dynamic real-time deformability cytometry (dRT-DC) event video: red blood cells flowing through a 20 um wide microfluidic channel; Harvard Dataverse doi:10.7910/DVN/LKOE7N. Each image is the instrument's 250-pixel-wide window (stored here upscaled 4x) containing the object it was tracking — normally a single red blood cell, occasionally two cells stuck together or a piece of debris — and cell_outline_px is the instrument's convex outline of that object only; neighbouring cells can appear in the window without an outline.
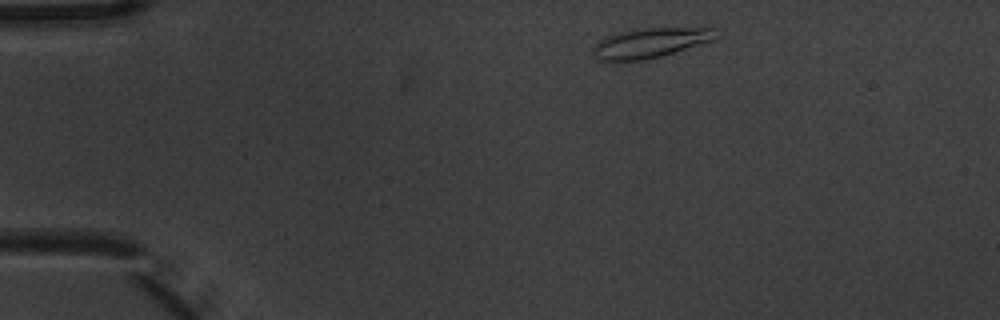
{"species": "common noctule bat (a hibernating species)", "species_latin": "Nyctalus noctula", "temperature_condition": "warm", "stored_images_in_passage": 3, "camera_frame_rate_fps": 3000, "um_per_image_px": 0.085, "animal": {"sex": "male", "body_mass_g": 20.1, "forearm_length_mm": 53.5}, "frame": {"image": 1, "passage_image": 1, "time_ms": 0.0, "image_size_px": [1000, 320], "cell_outline_px": [[716, 40], [660, 56], [644, 60], [616, 64], [596, 60], [592, 48], [600, 40], [608, 36], [632, 28], [716, 28]], "centroid_in_image_um": [55.2, 3.68], "position_along_channel_um": 29.8, "area_um2": 21.91}}